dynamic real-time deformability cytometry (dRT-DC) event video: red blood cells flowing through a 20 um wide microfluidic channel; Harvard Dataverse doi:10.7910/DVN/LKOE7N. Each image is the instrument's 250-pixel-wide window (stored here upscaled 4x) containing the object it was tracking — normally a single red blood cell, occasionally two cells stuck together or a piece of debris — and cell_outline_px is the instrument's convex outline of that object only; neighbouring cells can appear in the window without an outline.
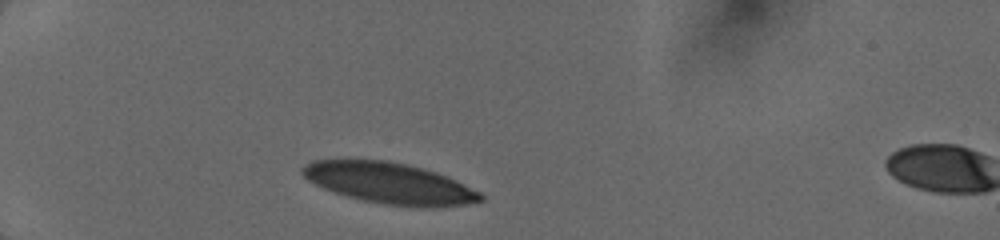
{"species": "human", "species_latin": "Homo sapiens", "temperature_condition": "cold", "stored_images_in_passage": 5, "camera_frame_rate_fps": 3000, "um_per_image_px": 0.085, "donor": {"sex": "female"}, "frame": {"image": 1, "passage_image": 1, "time_ms": 0.0, "image_size_px": [1000, 240], "cell_outline_px": [[484, 200], [464, 204], [436, 208], [416, 208], [384, 204], [360, 200], [324, 188], [308, 180], [300, 172], [300, 168], [304, 164], [312, 160], [388, 160], [408, 164], [424, 168], [448, 176], [480, 192], [484, 196]], "centroid_in_image_um": [33.13, 15.58], "position_along_channel_um": 51.9, "area_um2": 42.89}}